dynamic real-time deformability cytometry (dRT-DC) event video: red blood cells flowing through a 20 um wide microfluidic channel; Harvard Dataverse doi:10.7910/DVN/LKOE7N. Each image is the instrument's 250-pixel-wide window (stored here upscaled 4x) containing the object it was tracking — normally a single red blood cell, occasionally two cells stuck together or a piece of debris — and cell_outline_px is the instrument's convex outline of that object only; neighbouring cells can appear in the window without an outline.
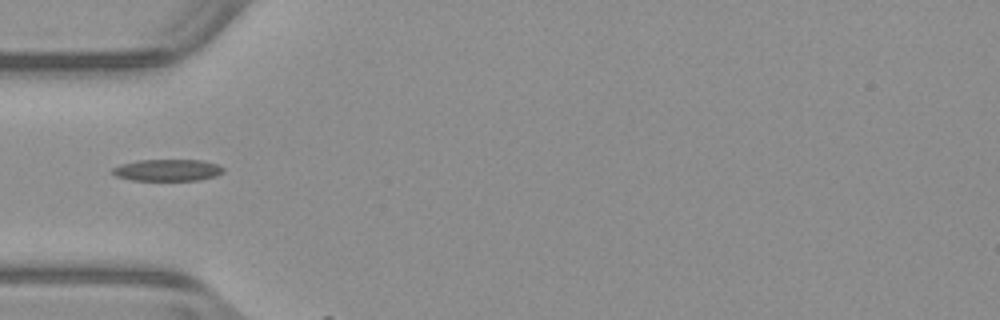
{"species": "common noctule bat (a hibernating species)", "species_latin": "Nyctalus noctula", "temperature_condition": "warm", "stored_images_in_passage": 2, "camera_frame_rate_fps": 3000, "um_per_image_px": 0.085, "animal": {"sex": "male", "body_mass_g": 23.1, "forearm_length_mm": 52.7}, "frame": {"image": 1, "passage_image": 1, "time_ms": 0.0, "image_size_px": [1000, 320], "cell_outline_px": [[224, 172], [216, 176], [200, 180], [132, 180], [116, 176], [112, 172], [112, 168], [120, 164], [136, 160], [204, 160], [220, 164], [224, 168]], "centroid_in_image_um": [14.28, 14.45], "position_along_channel_um": 70.7, "area_um2": 14.22}}